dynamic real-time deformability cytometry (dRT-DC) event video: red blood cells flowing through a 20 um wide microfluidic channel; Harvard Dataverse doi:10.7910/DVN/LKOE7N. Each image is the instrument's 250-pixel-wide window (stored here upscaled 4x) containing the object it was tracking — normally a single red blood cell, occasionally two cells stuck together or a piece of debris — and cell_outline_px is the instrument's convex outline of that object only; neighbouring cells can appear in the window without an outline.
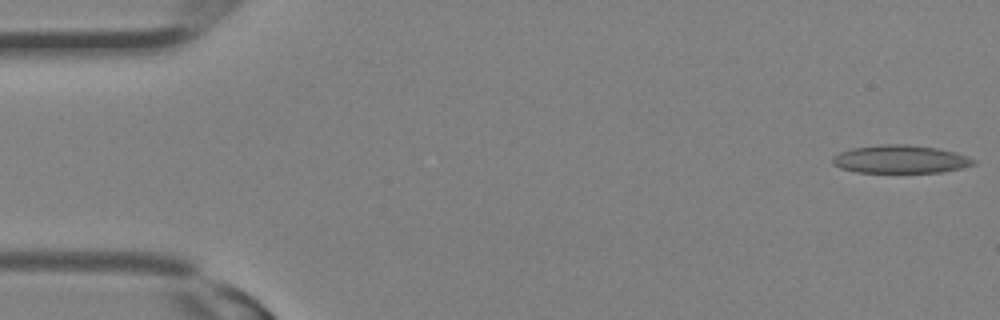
{"species": "Egyptian fruit bat (a non-hibernating species)", "species_latin": "Rousettus aegyptiacus", "temperature_condition": "room temperature", "stored_images_in_passage": 32, "camera_frame_rate_fps": 3000, "um_per_image_px": 0.085, "animal": {"sex": "female"}, "frame": {"image": 1, "passage_image": 1, "time_ms": 0.0, "image_size_px": [1000, 320], "cell_outline_px": [[976, 164], [960, 168], [940, 172], [856, 172], [840, 168], [832, 164], [832, 156], [840, 152], [852, 148], [880, 144], [908, 144], [936, 148], [956, 152], [976, 160]], "centroid_in_image_um": [76.51, 13.53], "position_along_channel_um": 8.5, "area_um2": 23.06}}
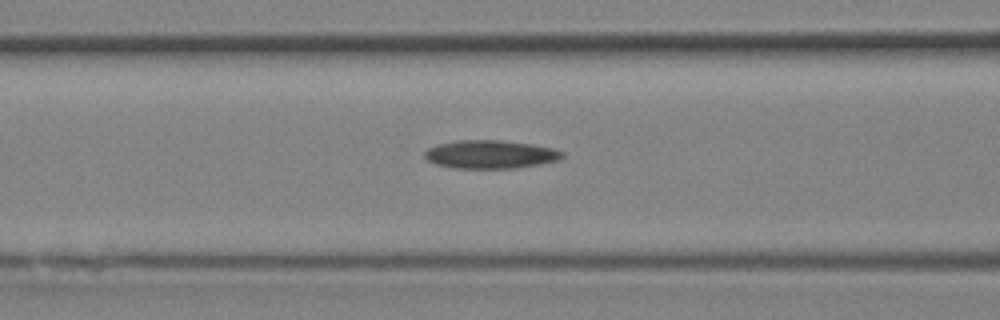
{"frame": {"image": 2, "passage_image": 13, "time_ms": 4.0, "image_size_px": [1000, 320], "cell_outline_px": [[564, 156], [560, 160], [540, 164], [516, 168], [456, 168], [436, 164], [428, 160], [424, 156], [424, 152], [428, 148], [436, 144], [456, 140], [500, 140], [532, 144], [552, 148], [564, 152]], "centroid_in_image_um": [41.69, 13.11], "position_along_channel_um": 124.9, "area_um2": 22.77}}
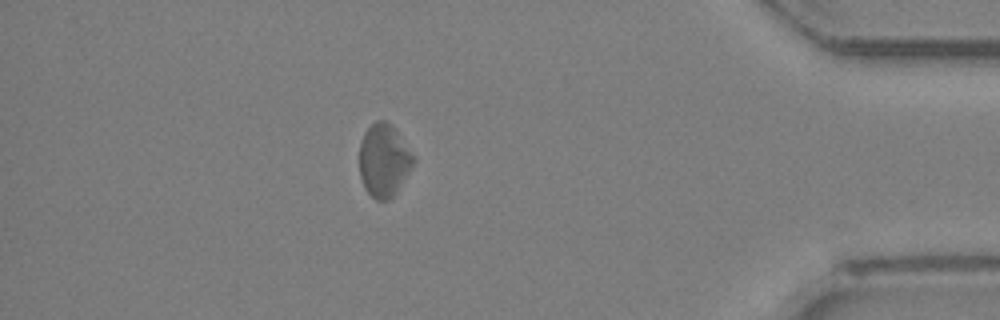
{"frame": {"image": 3, "passage_image": 28, "time_ms": 9.0, "image_size_px": [1000, 320], "cell_outline_px": [[416, 160], [396, 192], [388, 200], [376, 200], [364, 188], [360, 176], [360, 140], [364, 132], [376, 120], [384, 120], [392, 124], [416, 156]], "centroid_in_image_um": [32.64, 13.6], "position_along_channel_um": 402.6, "area_um2": 23.06}}